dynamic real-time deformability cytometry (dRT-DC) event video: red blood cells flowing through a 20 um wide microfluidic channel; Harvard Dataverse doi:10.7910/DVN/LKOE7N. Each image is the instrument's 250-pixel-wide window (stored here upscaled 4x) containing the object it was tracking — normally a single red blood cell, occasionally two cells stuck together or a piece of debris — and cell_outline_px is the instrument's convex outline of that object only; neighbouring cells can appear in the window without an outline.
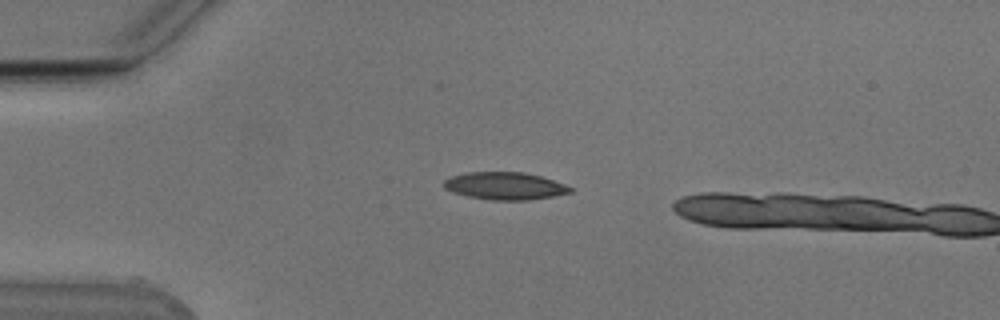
{"species": "Egyptian fruit bat (a non-hibernating species)", "species_latin": "Rousettus aegyptiacus", "temperature_condition": "cold", "stored_images_in_passage": 3, "camera_frame_rate_fps": 3000, "um_per_image_px": 0.085, "animal": {"sex": "male"}, "frame": {"image": 1, "passage_image": 1, "time_ms": 0.0, "image_size_px": [1000, 320], "cell_outline_px": [[572, 192], [552, 196], [528, 200], [492, 200], [468, 196], [452, 192], [444, 188], [444, 180], [448, 176], [468, 172], [524, 172], [540, 176], [564, 184], [572, 188]], "centroid_in_image_um": [42.87, 15.8], "position_along_channel_um": 42.1, "area_um2": 20.17}}